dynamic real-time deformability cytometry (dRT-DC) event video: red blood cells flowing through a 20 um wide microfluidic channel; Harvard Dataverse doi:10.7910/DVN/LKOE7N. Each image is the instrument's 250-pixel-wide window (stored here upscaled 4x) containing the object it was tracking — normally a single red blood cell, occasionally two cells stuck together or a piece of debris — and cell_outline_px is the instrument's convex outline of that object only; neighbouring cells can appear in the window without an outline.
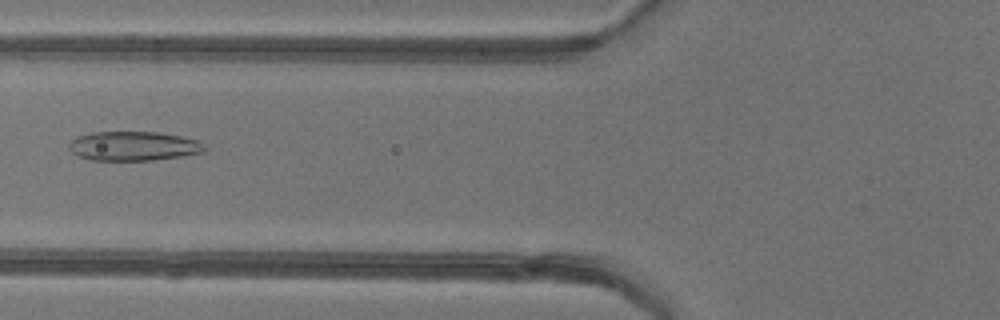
{"species": "common noctule bat (a hibernating species)", "species_latin": "Nyctalus noctula", "temperature_condition": "warm", "stored_images_in_passage": 42, "camera_frame_rate_fps": 3000, "um_per_image_px": 0.085, "animal": {"sex": "female"}, "frame": {"image": 1, "passage_image": 13, "time_ms": 4.0, "image_size_px": [1000, 320], "cell_outline_px": [[208, 148], [204, 152], [180, 156], [152, 160], [88, 160], [72, 152], [68, 148], [68, 144], [76, 136], [92, 132], [156, 132], [180, 136], [200, 140]], "centroid_in_image_um": [11.35, 12.41], "position_along_channel_um": 114.4, "area_um2": 23.24}}
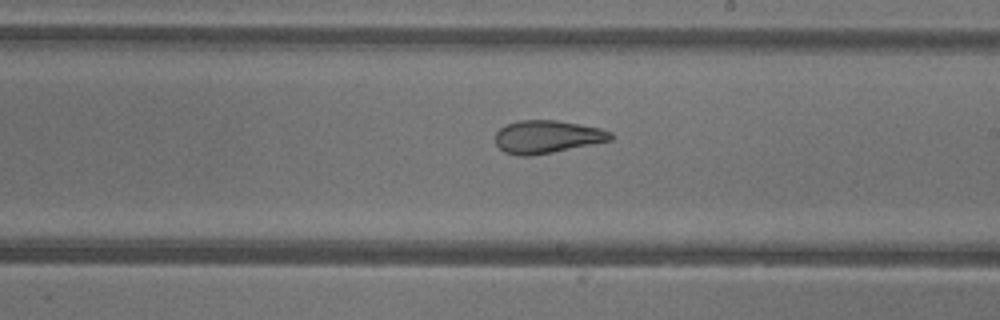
{"frame": {"image": 2, "passage_image": 22, "time_ms": 7.0, "image_size_px": [1000, 320], "cell_outline_px": [[616, 136], [612, 140], [552, 152], [528, 156], [520, 156], [504, 152], [496, 144], [496, 132], [500, 128], [516, 120], [556, 120], [600, 128], [612, 132]], "centroid_in_image_um": [46.52, 11.62], "position_along_channel_um": 242.5, "area_um2": 22.02}}
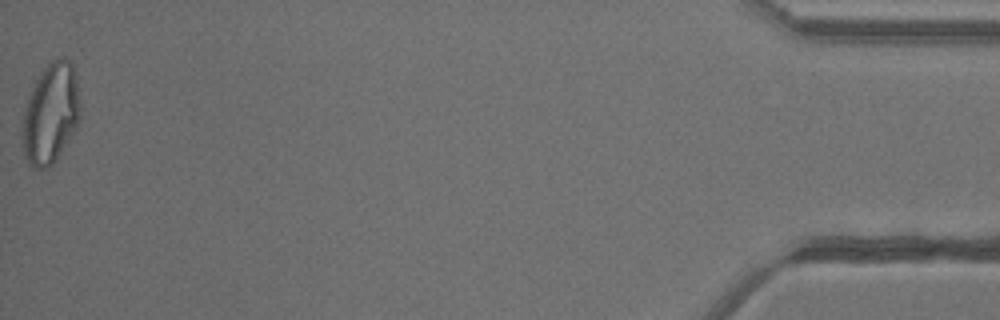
{"frame": {"image": 3, "passage_image": 42, "time_ms": 13.667, "image_size_px": [1000, 320], "cell_outline_px": [[80, 120], [76, 128], [56, 160], [48, 168], [36, 168], [28, 164], [24, 156], [20, 136], [20, 128], [24, 112], [32, 88], [40, 72], [52, 60], [72, 60], [76, 80], [80, 104]], "centroid_in_image_um": [4.28, 9.71], "position_along_channel_um": 430.9, "area_um2": 33.93}, "authors_computed_cell_mechanics": {"area_um2": 26.1834, "velocity_mm_per_s": 4.2676, "shape_relaxation_time_tau1_ms": null, "shape_relaxation_time_tau2_ms": 1.5216, "deformation_change_tau1": null, "deformation_change_tau2": 0.0822}}